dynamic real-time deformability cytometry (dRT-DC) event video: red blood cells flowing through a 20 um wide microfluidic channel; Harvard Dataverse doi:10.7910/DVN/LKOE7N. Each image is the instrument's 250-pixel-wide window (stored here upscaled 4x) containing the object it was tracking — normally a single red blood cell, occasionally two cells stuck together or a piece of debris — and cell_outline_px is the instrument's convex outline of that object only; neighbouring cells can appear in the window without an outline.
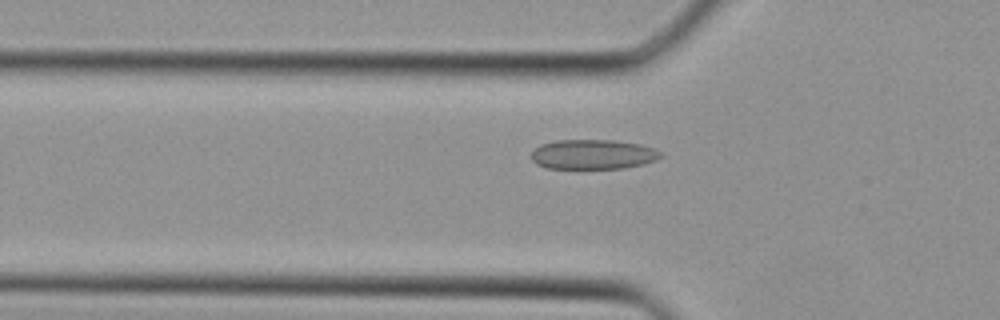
{"species": "Egyptian fruit bat (a non-hibernating species)", "species_latin": "Rousettus aegyptiacus", "temperature_condition": "cold", "stored_images_in_passage": 34, "camera_frame_rate_fps": 3000, "um_per_image_px": 0.085, "animal": {"sex": "female"}, "frame": {"image": 1, "passage_image": 9, "time_ms": 2.667, "image_size_px": [1000, 320], "cell_outline_px": [[664, 156], [656, 160], [644, 164], [624, 168], [548, 168], [536, 164], [532, 160], [532, 152], [540, 144], [556, 140], [612, 140], [640, 144], [652, 148], [660, 152]], "centroid_in_image_um": [50.41, 13.12], "position_along_channel_um": 75.4, "area_um2": 22.37}}
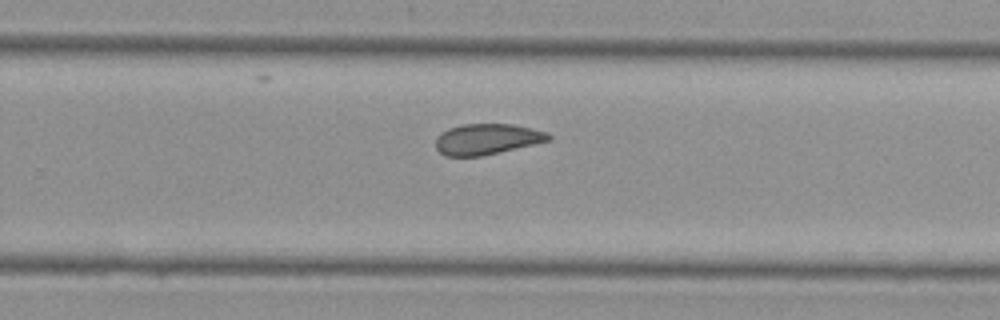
{"frame": {"image": 2, "passage_image": 21, "time_ms": 6.667, "image_size_px": [1000, 320], "cell_outline_px": [[552, 140], [536, 144], [484, 156], [444, 156], [436, 148], [436, 136], [440, 132], [448, 128], [464, 124], [512, 124], [532, 128], [548, 132], [552, 136]], "centroid_in_image_um": [41.42, 11.83], "position_along_channel_um": 288.4, "area_um2": 20.58}}
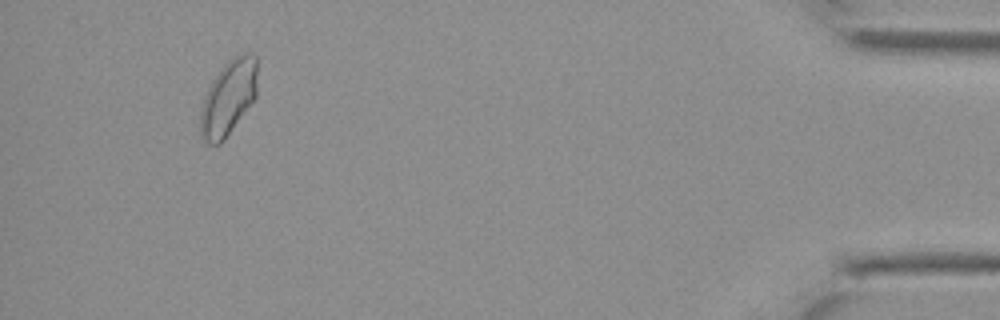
{"frame": {"image": 3, "passage_image": 32, "time_ms": 10.333, "image_size_px": [1000, 320], "cell_outline_px": [[256, 96], [224, 140], [220, 144], [208, 144], [200, 136], [200, 112], [208, 88], [212, 80], [220, 68], [232, 56], [240, 52], [244, 52], [256, 56]], "centroid_in_image_um": [19.4, 8.29], "position_along_channel_um": 415.8, "area_um2": 24.8}}